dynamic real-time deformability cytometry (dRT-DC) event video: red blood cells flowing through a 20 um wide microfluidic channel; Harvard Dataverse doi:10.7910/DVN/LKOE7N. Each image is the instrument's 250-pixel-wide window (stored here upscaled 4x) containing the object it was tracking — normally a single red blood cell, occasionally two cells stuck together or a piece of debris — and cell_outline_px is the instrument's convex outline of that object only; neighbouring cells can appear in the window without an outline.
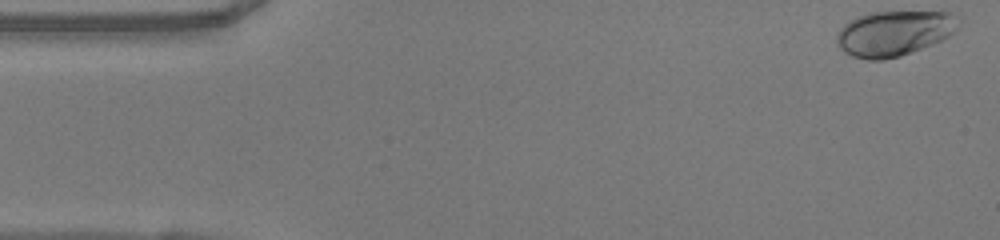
{"species": "human", "species_latin": "Homo sapiens", "temperature_condition": "warm", "stored_images_in_passage": 49, "camera_frame_rate_fps": 3000, "um_per_image_px": 0.085, "donor": {"sex": "female"}, "frame": {"image": 1, "passage_image": 1, "time_ms": 0.0, "image_size_px": [1000, 240], "cell_outline_px": [[960, 16], [956, 28], [948, 36], [940, 40], [912, 52], [900, 56], [884, 60], [868, 60], [852, 56], [844, 52], [836, 44], [836, 36], [840, 28], [848, 20], [856, 16], [868, 12], [948, 12]], "centroid_in_image_um": [75.94, 2.82], "position_along_channel_um": 9.1, "area_um2": 32.19}}
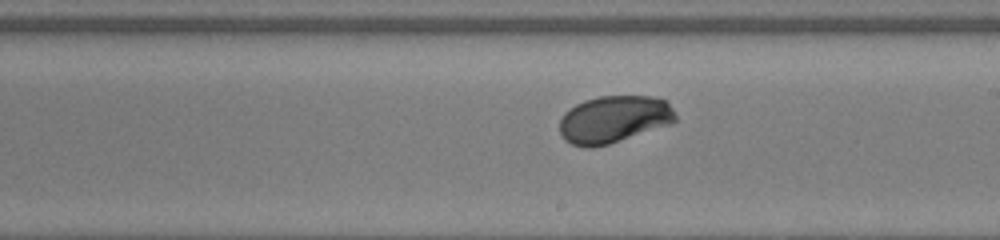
{"frame": {"image": 2, "passage_image": 27, "time_ms": 8.667, "image_size_px": [1000, 240], "cell_outline_px": [[676, 120], [672, 124], [608, 144], [592, 148], [584, 148], [572, 144], [564, 140], [560, 132], [560, 120], [564, 112], [576, 104], [584, 100], [600, 96], [652, 96], [664, 100], [672, 108], [676, 116]], "centroid_in_image_um": [52.16, 10.15], "position_along_channel_um": 236.8, "area_um2": 31.96}}
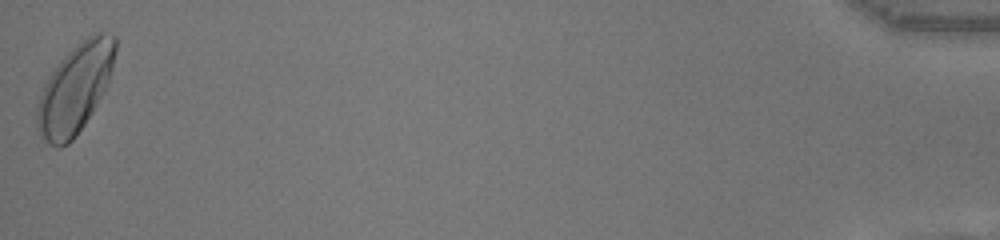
{"frame": {"image": 3, "passage_image": 49, "time_ms": 16.0, "image_size_px": [1000, 240], "cell_outline_px": [[116, 48], [112, 68], [108, 84], [92, 112], [76, 136], [68, 144], [60, 148], [56, 148], [48, 144], [36, 132], [36, 108], [44, 84], [60, 60], [76, 44], [88, 36], [96, 32], [104, 32], [116, 36]], "centroid_in_image_um": [6.37, 7.56], "position_along_channel_um": 428.8, "area_um2": 40.63}, "authors_computed_cell_mechanics": {"area_um2": 31.79, "velocity_mm_per_s": 4.0569, "shape_relaxation_time_tau1_ms": 2.0094, "shape_relaxation_time_tau2_ms": null, "deformation_change_tau1": 0.1295, "deformation_change_tau2": null}}